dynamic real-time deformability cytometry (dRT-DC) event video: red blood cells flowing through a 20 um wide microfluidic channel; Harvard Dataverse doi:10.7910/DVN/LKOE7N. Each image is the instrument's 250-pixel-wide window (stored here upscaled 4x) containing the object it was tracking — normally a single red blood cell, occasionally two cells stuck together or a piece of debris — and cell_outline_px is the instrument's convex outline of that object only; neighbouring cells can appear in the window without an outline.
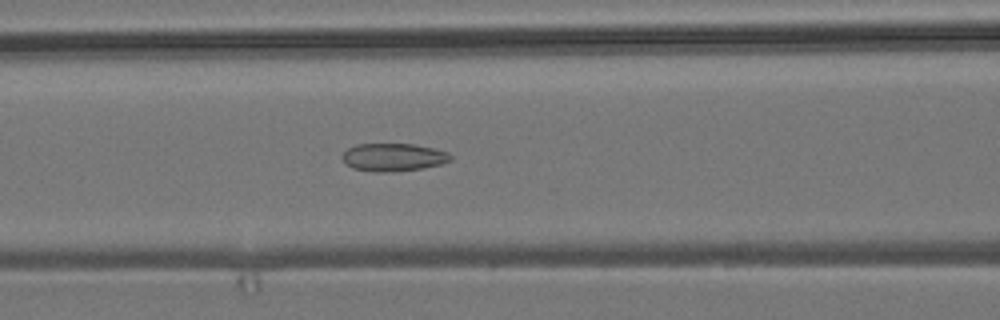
{"species": "common noctule bat (a hibernating species)", "species_latin": "Nyctalus noctula", "temperature_condition": "room temperature", "stored_images_in_passage": 43, "camera_frame_rate_fps": 3000, "um_per_image_px": 0.085, "animal": {"sex": "male", "body_mass_g": 19.2, "forearm_length_mm": 51.8}, "frame": {"image": 1, "passage_image": 12, "time_ms": 3.667, "image_size_px": [1000, 320], "cell_outline_px": [[452, 160], [440, 164], [420, 168], [392, 172], [376, 172], [352, 168], [340, 156], [348, 148], [356, 144], [412, 144], [432, 148], [448, 152], [452, 156]], "centroid_in_image_um": [33.42, 13.36], "position_along_channel_um": 133.2, "area_um2": 17.46}}
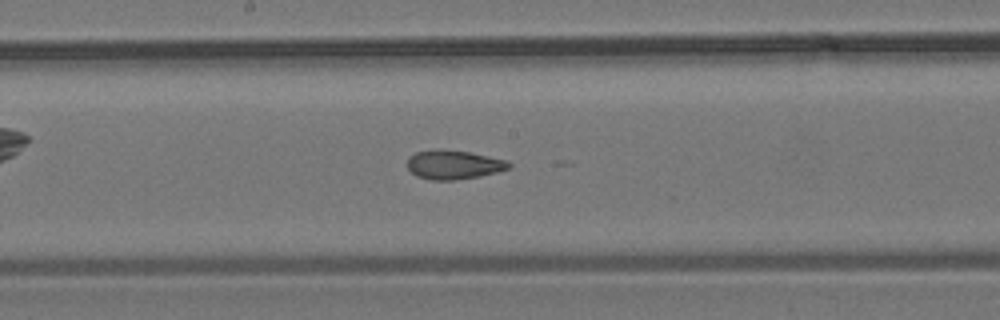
{"frame": {"image": 2, "passage_image": 18, "time_ms": 5.667, "image_size_px": [1000, 320], "cell_outline_px": [[512, 164], [508, 168], [496, 172], [480, 176], [456, 180], [432, 180], [416, 176], [408, 168], [408, 156], [416, 152], [436, 148], [440, 148], [468, 152], [508, 160]], "centroid_in_image_um": [38.54, 13.99], "position_along_channel_um": 209.7, "area_um2": 17.28}}
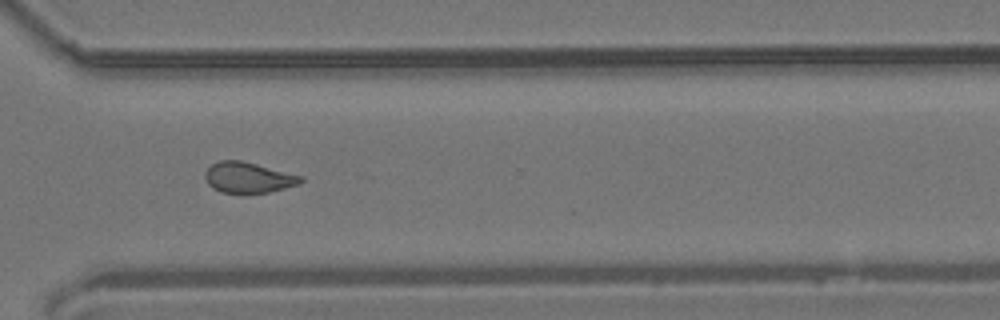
{"frame": {"image": 3, "passage_image": 29, "time_ms": 9.333, "image_size_px": [1000, 320], "cell_outline_px": [[304, 180], [300, 184], [268, 192], [244, 196], [220, 192], [212, 188], [208, 184], [204, 176], [204, 172], [212, 164], [220, 160], [240, 160], [304, 176]], "centroid_in_image_um": [21.09, 15.13], "position_along_channel_um": 349.5, "area_um2": 17.69}, "authors_computed_cell_mechanics": {"area_um2": 17.5712, "velocity_mm_per_s": 3.8195, "shape_relaxation_time_tau1_ms": null, "shape_relaxation_time_tau2_ms": 2.0228, "deformation_change_tau1": null, "deformation_change_tau2": 0.0871}}